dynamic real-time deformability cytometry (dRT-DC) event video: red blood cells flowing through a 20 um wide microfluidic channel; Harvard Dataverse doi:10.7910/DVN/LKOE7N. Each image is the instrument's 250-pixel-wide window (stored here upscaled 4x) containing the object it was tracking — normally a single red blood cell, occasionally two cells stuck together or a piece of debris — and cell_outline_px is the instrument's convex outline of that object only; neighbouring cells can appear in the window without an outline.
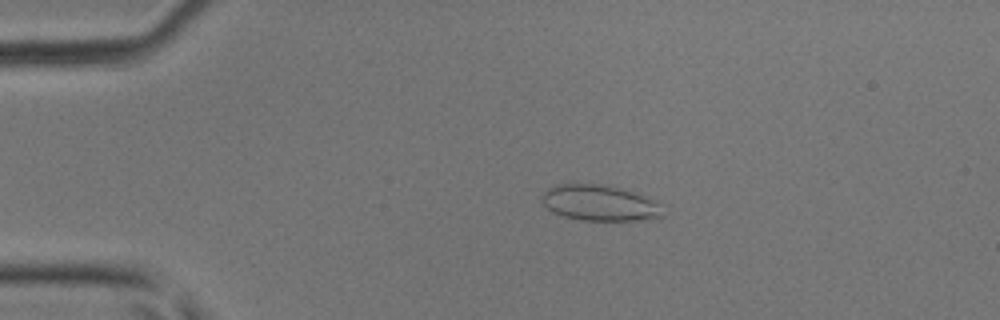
{"species": "common noctule bat (a hibernating species)", "species_latin": "Nyctalus noctula", "temperature_condition": "room temperature", "stored_images_in_passage": 43, "camera_frame_rate_fps": 3000, "um_per_image_px": 0.085, "animal": {"sex": "male", "body_mass_g": 17.9, "forearm_length_mm": 54.2}, "frame": {"image": 1, "passage_image": 8, "time_ms": 2.333, "image_size_px": [1000, 320], "cell_outline_px": [[668, 204], [664, 216], [640, 220], [580, 220], [564, 216], [552, 212], [544, 204], [540, 196], [548, 188], [556, 184], [600, 184], [620, 188]], "centroid_in_image_um": [51.06, 17.26], "position_along_channel_um": 33.9, "area_um2": 25.61}}
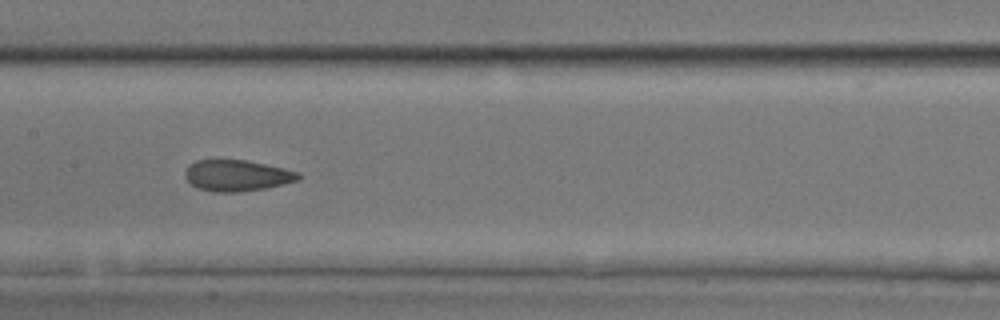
{"frame": {"image": 2, "passage_image": 21, "time_ms": 6.667, "image_size_px": [1000, 320], "cell_outline_px": [[300, 180], [264, 188], [236, 192], [212, 192], [196, 188], [184, 176], [184, 172], [188, 164], [196, 160], [248, 160], [284, 168], [300, 172]], "centroid_in_image_um": [20.12, 14.91], "position_along_channel_um": 187.3, "area_um2": 20.69}}
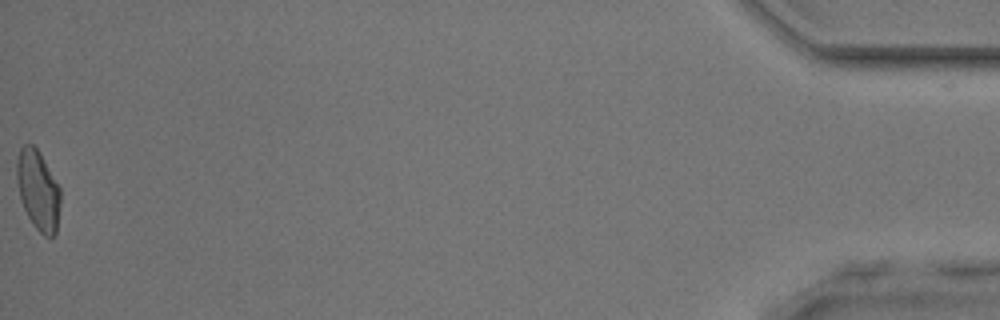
{"frame": {"image": 3, "passage_image": 43, "time_ms": 14.0, "image_size_px": [1000, 320], "cell_outline_px": [[60, 204], [56, 232], [52, 236], [44, 236], [36, 228], [28, 216], [20, 200], [16, 176], [16, 160], [20, 148], [24, 144], [32, 144], [40, 152], [60, 188]], "centroid_in_image_um": [3.22, 16.14], "position_along_channel_um": 432.0, "area_um2": 20.29}}